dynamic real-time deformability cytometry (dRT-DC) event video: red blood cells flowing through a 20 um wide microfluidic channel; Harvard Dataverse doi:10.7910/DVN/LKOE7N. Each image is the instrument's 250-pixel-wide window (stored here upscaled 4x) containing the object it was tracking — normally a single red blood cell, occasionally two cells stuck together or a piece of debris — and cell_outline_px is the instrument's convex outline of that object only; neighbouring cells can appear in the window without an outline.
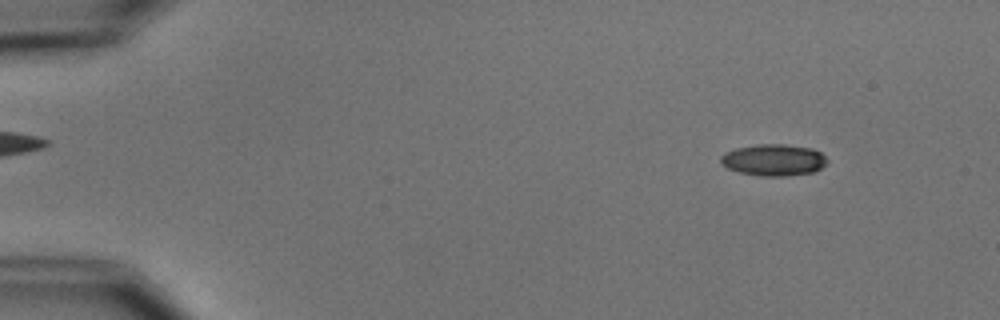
{"species": "common noctule bat (a hibernating species)", "species_latin": "Nyctalus noctula", "temperature_condition": "cold", "stored_images_in_passage": 5, "camera_frame_rate_fps": 3000, "um_per_image_px": 0.085, "animal": {"sex": "male", "body_mass_g": 15.6}, "frame": {"image": 1, "passage_image": 1, "time_ms": 0.0, "image_size_px": [1000, 320], "cell_outline_px": [[828, 160], [820, 168], [812, 172], [784, 176], [764, 176], [740, 172], [728, 168], [720, 160], [720, 156], [724, 152], [736, 148], [756, 144], [784, 144], [812, 148], [820, 152]], "centroid_in_image_um": [65.75, 13.58], "position_along_channel_um": 19.3, "area_um2": 19.42}}
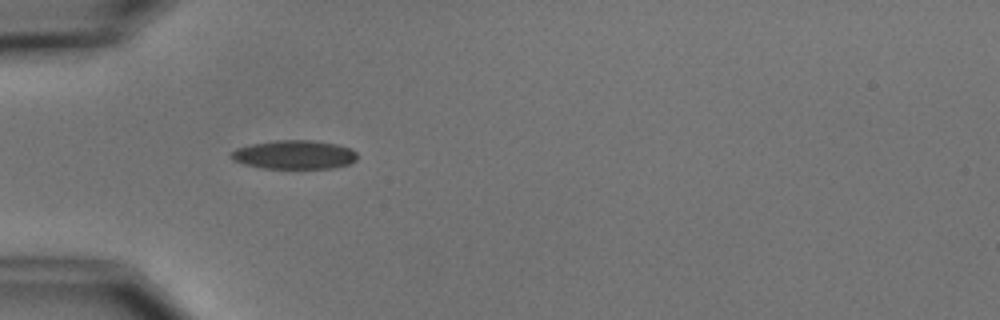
{"frame": {"image": 2, "passage_image": 4, "time_ms": 3.667, "image_size_px": [1000, 320], "cell_outline_px": [[356, 160], [348, 164], [332, 168], [264, 168], [244, 164], [232, 160], [232, 152], [236, 148], [252, 144], [276, 140], [312, 140], [336, 144], [348, 148], [356, 152]], "centroid_in_image_um": [25.01, 13.15], "position_along_channel_um": 60.0, "area_um2": 20.92}}